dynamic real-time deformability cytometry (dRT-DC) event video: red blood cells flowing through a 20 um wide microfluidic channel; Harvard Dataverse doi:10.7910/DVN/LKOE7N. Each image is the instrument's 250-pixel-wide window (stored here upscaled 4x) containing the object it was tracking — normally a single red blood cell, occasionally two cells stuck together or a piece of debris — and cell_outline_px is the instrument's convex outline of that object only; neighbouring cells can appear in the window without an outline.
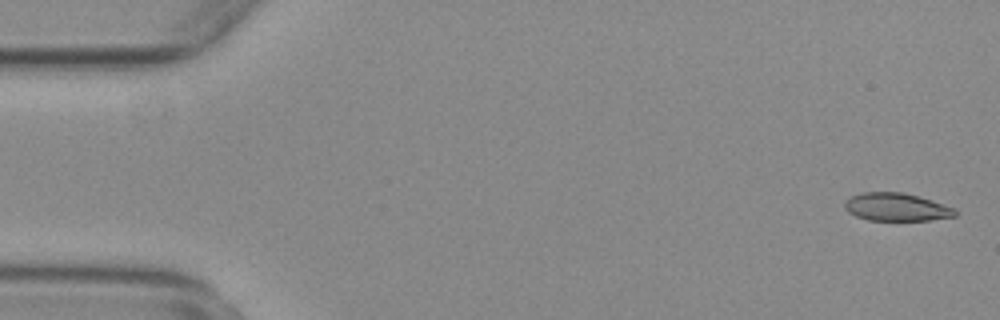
{"species": "common noctule bat (a hibernating species)", "species_latin": "Nyctalus noctula", "temperature_condition": "warm", "stored_images_in_passage": 55, "camera_frame_rate_fps": 3000, "um_per_image_px": 0.085, "animal": {"sex": "female", "body_mass_g": 29.2, "forearm_length_mm": 56.3}, "frame": {"image": 1, "passage_image": 2, "time_ms": 0.333, "image_size_px": [1000, 320], "cell_outline_px": [[956, 216], [928, 220], [868, 220], [856, 216], [848, 212], [844, 208], [844, 204], [852, 196], [864, 192], [904, 192], [956, 208]], "centroid_in_image_um": [76.2, 17.6], "position_along_channel_um": 8.8, "area_um2": 17.8}}
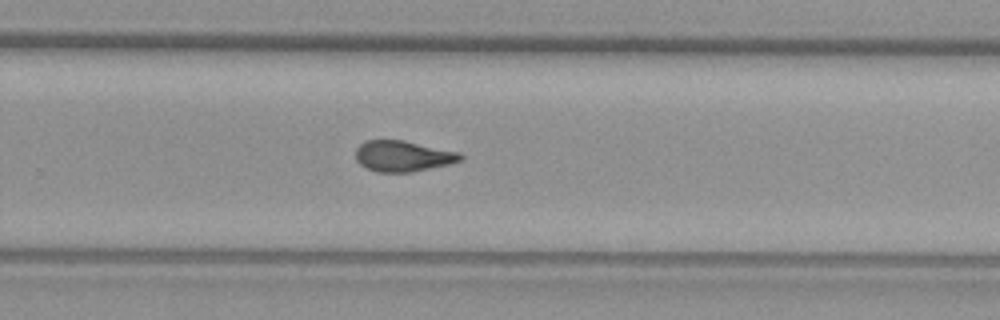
{"frame": {"image": 2, "passage_image": 36, "time_ms": 11.667, "image_size_px": [1000, 320], "cell_outline_px": [[464, 156], [460, 160], [448, 164], [412, 172], [376, 172], [360, 164], [356, 160], [356, 148], [364, 140], [404, 140], [460, 152]], "centroid_in_image_um": [34.24, 13.26], "position_along_channel_um": 295.6, "area_um2": 18.84}}
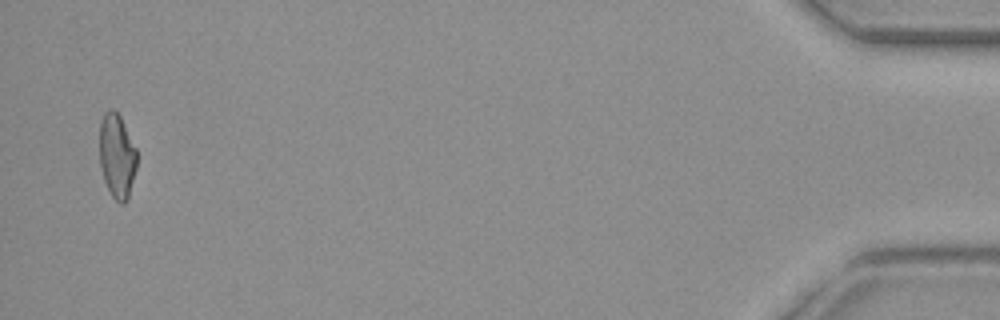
{"frame": {"image": 3, "passage_image": 54, "time_ms": 17.667, "image_size_px": [1000, 320], "cell_outline_px": [[136, 168], [128, 200], [124, 204], [120, 204], [112, 196], [104, 180], [100, 164], [100, 120], [104, 112], [112, 108], [120, 116], [136, 148]], "centroid_in_image_um": [9.94, 13.26], "position_along_channel_um": 425.3, "area_um2": 18.32}, "authors_computed_cell_mechanics": {"area_um2": 19.0162, "velocity_mm_per_s": 3.7494, "shape_relaxation_time_tau1_ms": null, "shape_relaxation_time_tau2_ms": 2.4835, "deformation_change_tau1": null, "deformation_change_tau2": 0.1049}}